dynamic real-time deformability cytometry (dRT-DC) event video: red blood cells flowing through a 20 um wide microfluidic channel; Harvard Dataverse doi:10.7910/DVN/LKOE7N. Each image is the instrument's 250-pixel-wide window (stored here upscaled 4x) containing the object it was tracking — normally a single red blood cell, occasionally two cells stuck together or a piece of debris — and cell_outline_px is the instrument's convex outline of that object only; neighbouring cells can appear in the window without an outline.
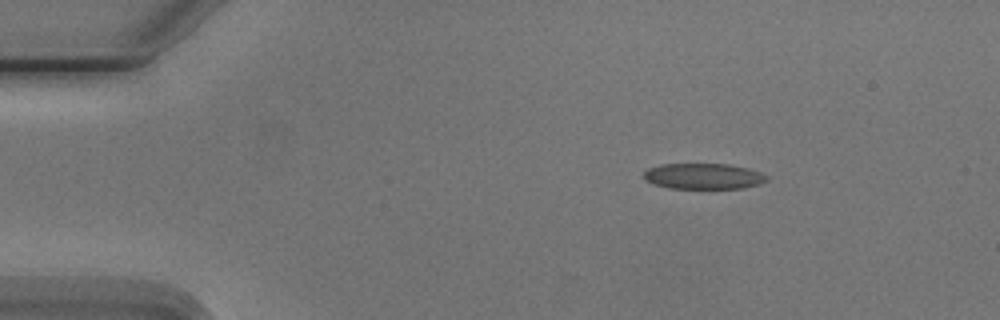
{"species": "Egyptian fruit bat (a non-hibernating species)", "species_latin": "Rousettus aegyptiacus", "temperature_condition": "cold", "stored_images_in_passage": 6, "camera_frame_rate_fps": 3000, "um_per_image_px": 0.085, "animal": {"sex": "male"}, "frame": {"image": 1, "passage_image": 3, "time_ms": 2.333, "image_size_px": [1000, 320], "cell_outline_px": [[768, 180], [760, 184], [744, 188], [668, 188], [652, 184], [644, 180], [640, 176], [648, 168], [660, 164], [728, 164], [748, 168], [760, 172], [768, 176]], "centroid_in_image_um": [59.75, 14.98], "position_along_channel_um": 25.2, "area_um2": 18.73}}
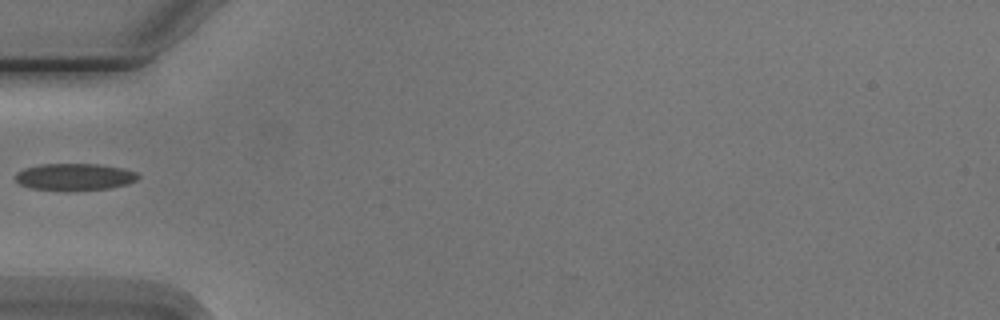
{"frame": {"image": 2, "passage_image": 6, "time_ms": 5.667, "image_size_px": [1000, 320], "cell_outline_px": [[140, 176], [136, 180], [124, 184], [108, 188], [68, 192], [32, 188], [20, 184], [16, 180], [16, 172], [24, 168], [40, 164], [96, 164], [120, 168], [136, 172]], "centroid_in_image_um": [6.29, 15.05], "position_along_channel_um": 78.7, "area_um2": 19.31}}